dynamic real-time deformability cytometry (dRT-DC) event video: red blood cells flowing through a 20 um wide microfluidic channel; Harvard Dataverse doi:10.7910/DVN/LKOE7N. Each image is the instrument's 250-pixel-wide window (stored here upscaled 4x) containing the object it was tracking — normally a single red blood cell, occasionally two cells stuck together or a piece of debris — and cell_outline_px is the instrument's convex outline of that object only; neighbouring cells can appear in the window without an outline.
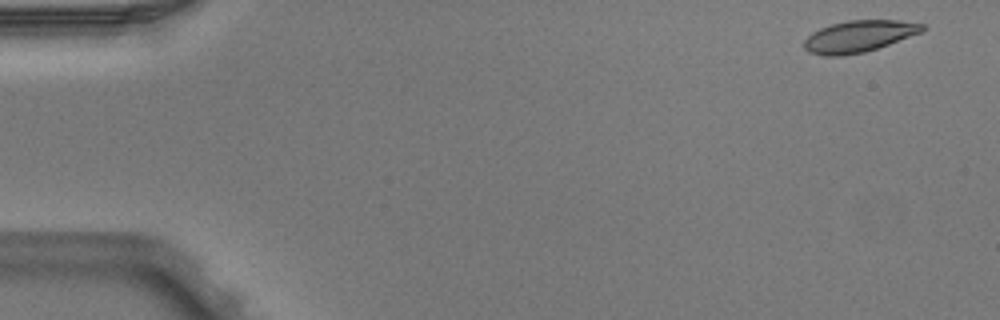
{"species": "Egyptian fruit bat (a non-hibernating species)", "species_latin": "Rousettus aegyptiacus", "temperature_condition": "warm", "stored_images_in_passage": 4, "camera_frame_rate_fps": 3000, "um_per_image_px": 0.085, "animal": {"sex": "male"}, "frame": {"image": 1, "passage_image": 1, "time_ms": 0.0, "image_size_px": [1000, 320], "cell_outline_px": [[924, 28], [920, 32], [888, 44], [864, 52], [844, 56], [824, 56], [808, 52], [804, 48], [804, 40], [812, 32], [820, 28], [832, 24], [848, 20], [896, 20], [924, 24]], "centroid_in_image_um": [72.94, 3.09], "position_along_channel_um": 12.1, "area_um2": 21.56}}
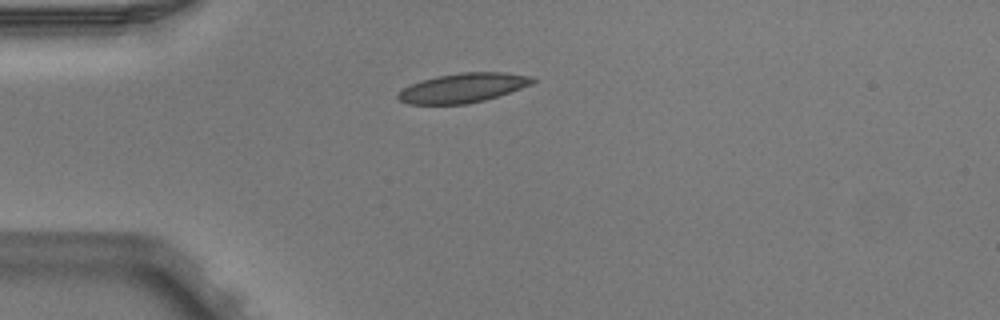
{"frame": {"image": 2, "passage_image": 4, "time_ms": 1.0, "image_size_px": [1000, 320], "cell_outline_px": [[536, 80], [532, 84], [484, 100], [468, 104], [408, 104], [400, 100], [396, 96], [404, 88], [420, 80], [436, 76], [460, 72], [504, 72], [532, 76]], "centroid_in_image_um": [39.34, 7.46], "position_along_channel_um": 45.7, "area_um2": 22.89}}